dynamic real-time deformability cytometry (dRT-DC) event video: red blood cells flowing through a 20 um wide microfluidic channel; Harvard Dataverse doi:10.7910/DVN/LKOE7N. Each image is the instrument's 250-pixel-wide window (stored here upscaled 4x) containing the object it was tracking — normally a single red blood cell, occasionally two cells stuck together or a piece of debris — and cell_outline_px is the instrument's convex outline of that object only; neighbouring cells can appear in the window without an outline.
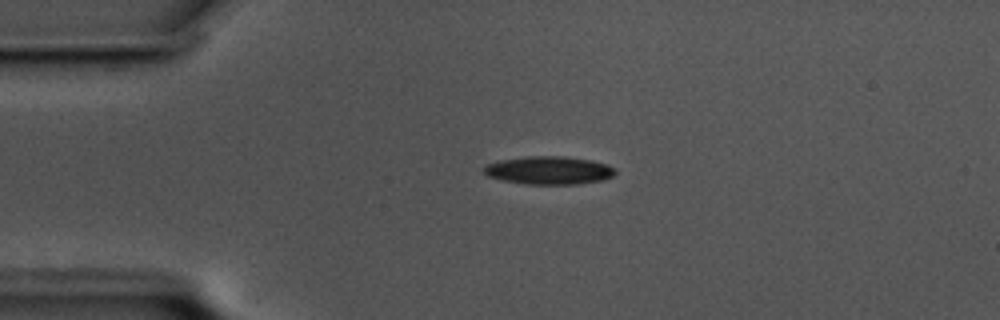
{"species": "common noctule bat (a hibernating species)", "species_latin": "Nyctalus noctula", "temperature_condition": "cold", "stored_images_in_passage": 46, "camera_frame_rate_fps": 3000, "um_per_image_px": 0.085, "animal": {"sex": "male", "body_mass_g": 17.5, "forearm_length_mm": 52.3}, "frame": {"image": 1, "passage_image": 1, "time_ms": 0.0, "image_size_px": [1000, 320], "cell_outline_px": [[616, 172], [612, 176], [604, 180], [580, 184], [524, 184], [504, 180], [488, 176], [484, 172], [484, 168], [488, 164], [500, 160], [524, 156], [564, 156], [592, 160], [608, 164], [616, 168]], "centroid_in_image_um": [46.72, 14.47], "position_along_channel_um": 38.3, "area_um2": 21.62}}
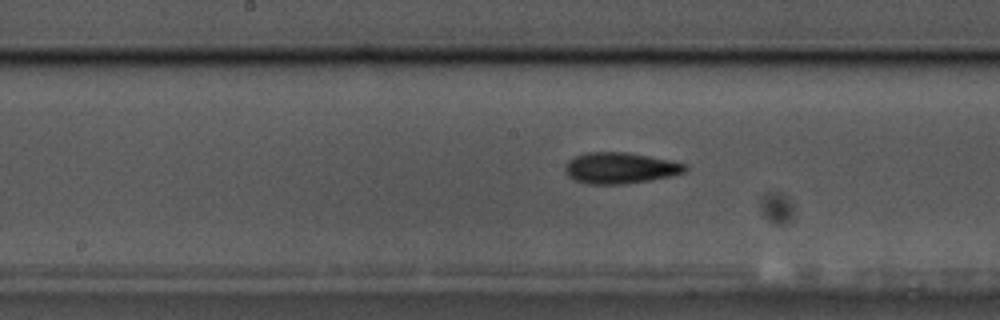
{"frame": {"image": 2, "passage_image": 17, "time_ms": 5.333, "image_size_px": [1000, 320], "cell_outline_px": [[688, 168], [684, 172], [672, 176], [624, 184], [588, 184], [576, 180], [568, 176], [564, 172], [564, 168], [568, 160], [576, 156], [588, 152], [628, 152], [672, 160], [688, 164]], "centroid_in_image_um": [52.74, 14.27], "position_along_channel_um": 195.5, "area_um2": 21.91}}
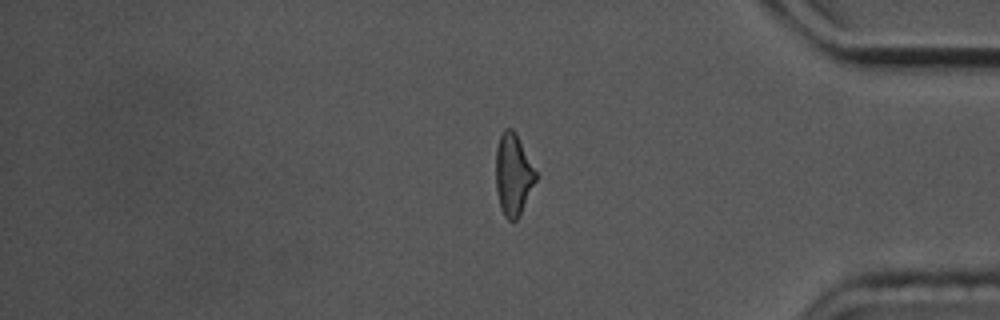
{"frame": {"image": 3, "passage_image": 36, "time_ms": 11.667, "image_size_px": [1000, 320], "cell_outline_px": [[536, 180], [516, 220], [508, 220], [504, 216], [500, 208], [496, 192], [496, 148], [500, 136], [504, 128], [512, 128], [516, 132], [536, 172]], "centroid_in_image_um": [43.59, 14.81], "position_along_channel_um": 391.6, "area_um2": 18.79}, "authors_computed_cell_mechanics": {"area_um2": 20.2589, "velocity_mm_per_s": 3.4806, "shape_relaxation_time_tau1_ms": 3.5515, "shape_relaxation_time_tau2_ms": 3.71, "deformation_change_tau1": 0.1409, "deformation_change_tau2": 0.1325}}